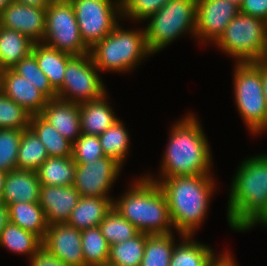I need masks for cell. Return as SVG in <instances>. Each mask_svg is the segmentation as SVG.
<instances>
[{"label": "cell", "mask_w": 267, "mask_h": 266, "mask_svg": "<svg viewBox=\"0 0 267 266\" xmlns=\"http://www.w3.org/2000/svg\"><path fill=\"white\" fill-rule=\"evenodd\" d=\"M9 222V209L8 206L1 200L0 201V233Z\"/></svg>", "instance_id": "43"}, {"label": "cell", "mask_w": 267, "mask_h": 266, "mask_svg": "<svg viewBox=\"0 0 267 266\" xmlns=\"http://www.w3.org/2000/svg\"><path fill=\"white\" fill-rule=\"evenodd\" d=\"M99 73L90 52L72 56L67 61L57 98L78 104L101 98L108 90Z\"/></svg>", "instance_id": "10"}, {"label": "cell", "mask_w": 267, "mask_h": 266, "mask_svg": "<svg viewBox=\"0 0 267 266\" xmlns=\"http://www.w3.org/2000/svg\"><path fill=\"white\" fill-rule=\"evenodd\" d=\"M239 12L240 7L229 0H197V42L214 44Z\"/></svg>", "instance_id": "13"}, {"label": "cell", "mask_w": 267, "mask_h": 266, "mask_svg": "<svg viewBox=\"0 0 267 266\" xmlns=\"http://www.w3.org/2000/svg\"><path fill=\"white\" fill-rule=\"evenodd\" d=\"M168 1L170 0H121L122 20L143 22L160 10Z\"/></svg>", "instance_id": "38"}, {"label": "cell", "mask_w": 267, "mask_h": 266, "mask_svg": "<svg viewBox=\"0 0 267 266\" xmlns=\"http://www.w3.org/2000/svg\"><path fill=\"white\" fill-rule=\"evenodd\" d=\"M104 266H117V265H113L111 263H106Z\"/></svg>", "instance_id": "51"}, {"label": "cell", "mask_w": 267, "mask_h": 266, "mask_svg": "<svg viewBox=\"0 0 267 266\" xmlns=\"http://www.w3.org/2000/svg\"><path fill=\"white\" fill-rule=\"evenodd\" d=\"M145 242L146 234L140 232L130 240L110 245L107 263L117 266H140Z\"/></svg>", "instance_id": "33"}, {"label": "cell", "mask_w": 267, "mask_h": 266, "mask_svg": "<svg viewBox=\"0 0 267 266\" xmlns=\"http://www.w3.org/2000/svg\"><path fill=\"white\" fill-rule=\"evenodd\" d=\"M85 266H104L108 262L110 245L99 226L81 231Z\"/></svg>", "instance_id": "32"}, {"label": "cell", "mask_w": 267, "mask_h": 266, "mask_svg": "<svg viewBox=\"0 0 267 266\" xmlns=\"http://www.w3.org/2000/svg\"><path fill=\"white\" fill-rule=\"evenodd\" d=\"M30 128L45 145L49 157H72L73 143L64 138L40 114L31 116Z\"/></svg>", "instance_id": "27"}, {"label": "cell", "mask_w": 267, "mask_h": 266, "mask_svg": "<svg viewBox=\"0 0 267 266\" xmlns=\"http://www.w3.org/2000/svg\"><path fill=\"white\" fill-rule=\"evenodd\" d=\"M31 116L0 91V129L25 130L30 127Z\"/></svg>", "instance_id": "36"}, {"label": "cell", "mask_w": 267, "mask_h": 266, "mask_svg": "<svg viewBox=\"0 0 267 266\" xmlns=\"http://www.w3.org/2000/svg\"><path fill=\"white\" fill-rule=\"evenodd\" d=\"M105 156L114 158L122 166L126 163L130 149V135L124 123L118 119L110 128L98 136Z\"/></svg>", "instance_id": "30"}, {"label": "cell", "mask_w": 267, "mask_h": 266, "mask_svg": "<svg viewBox=\"0 0 267 266\" xmlns=\"http://www.w3.org/2000/svg\"><path fill=\"white\" fill-rule=\"evenodd\" d=\"M31 53L35 56L39 68L48 77L51 86L57 91L63 84L67 61L72 55L60 52L43 42L34 43Z\"/></svg>", "instance_id": "23"}, {"label": "cell", "mask_w": 267, "mask_h": 266, "mask_svg": "<svg viewBox=\"0 0 267 266\" xmlns=\"http://www.w3.org/2000/svg\"><path fill=\"white\" fill-rule=\"evenodd\" d=\"M53 0H14L19 4L35 6L39 8H47Z\"/></svg>", "instance_id": "44"}, {"label": "cell", "mask_w": 267, "mask_h": 266, "mask_svg": "<svg viewBox=\"0 0 267 266\" xmlns=\"http://www.w3.org/2000/svg\"><path fill=\"white\" fill-rule=\"evenodd\" d=\"M80 197L73 185H41L38 203L44 211L48 226L66 223Z\"/></svg>", "instance_id": "16"}, {"label": "cell", "mask_w": 267, "mask_h": 266, "mask_svg": "<svg viewBox=\"0 0 267 266\" xmlns=\"http://www.w3.org/2000/svg\"><path fill=\"white\" fill-rule=\"evenodd\" d=\"M154 182L166 197L177 233L195 236L206 220L209 203L217 188L213 175L174 176Z\"/></svg>", "instance_id": "3"}, {"label": "cell", "mask_w": 267, "mask_h": 266, "mask_svg": "<svg viewBox=\"0 0 267 266\" xmlns=\"http://www.w3.org/2000/svg\"><path fill=\"white\" fill-rule=\"evenodd\" d=\"M229 1L236 4L239 7L242 5V2H243V0H229Z\"/></svg>", "instance_id": "49"}, {"label": "cell", "mask_w": 267, "mask_h": 266, "mask_svg": "<svg viewBox=\"0 0 267 266\" xmlns=\"http://www.w3.org/2000/svg\"><path fill=\"white\" fill-rule=\"evenodd\" d=\"M227 223L235 232L267 227V153L244 159L231 181Z\"/></svg>", "instance_id": "1"}, {"label": "cell", "mask_w": 267, "mask_h": 266, "mask_svg": "<svg viewBox=\"0 0 267 266\" xmlns=\"http://www.w3.org/2000/svg\"><path fill=\"white\" fill-rule=\"evenodd\" d=\"M46 8L11 2L0 12V26L16 30L34 43L44 39Z\"/></svg>", "instance_id": "15"}, {"label": "cell", "mask_w": 267, "mask_h": 266, "mask_svg": "<svg viewBox=\"0 0 267 266\" xmlns=\"http://www.w3.org/2000/svg\"><path fill=\"white\" fill-rule=\"evenodd\" d=\"M40 115L72 143L82 134L80 104L78 103L59 98L50 99Z\"/></svg>", "instance_id": "18"}, {"label": "cell", "mask_w": 267, "mask_h": 266, "mask_svg": "<svg viewBox=\"0 0 267 266\" xmlns=\"http://www.w3.org/2000/svg\"><path fill=\"white\" fill-rule=\"evenodd\" d=\"M177 235L180 236L179 243L173 249L169 266H209L217 255L212 246L198 242L194 236Z\"/></svg>", "instance_id": "22"}, {"label": "cell", "mask_w": 267, "mask_h": 266, "mask_svg": "<svg viewBox=\"0 0 267 266\" xmlns=\"http://www.w3.org/2000/svg\"><path fill=\"white\" fill-rule=\"evenodd\" d=\"M213 45L235 63L261 62L267 51V21L239 12Z\"/></svg>", "instance_id": "8"}, {"label": "cell", "mask_w": 267, "mask_h": 266, "mask_svg": "<svg viewBox=\"0 0 267 266\" xmlns=\"http://www.w3.org/2000/svg\"><path fill=\"white\" fill-rule=\"evenodd\" d=\"M11 2H14V0H0V12Z\"/></svg>", "instance_id": "47"}, {"label": "cell", "mask_w": 267, "mask_h": 266, "mask_svg": "<svg viewBox=\"0 0 267 266\" xmlns=\"http://www.w3.org/2000/svg\"><path fill=\"white\" fill-rule=\"evenodd\" d=\"M30 259L42 247V239L36 234L24 230L11 222L0 233V247Z\"/></svg>", "instance_id": "26"}, {"label": "cell", "mask_w": 267, "mask_h": 266, "mask_svg": "<svg viewBox=\"0 0 267 266\" xmlns=\"http://www.w3.org/2000/svg\"><path fill=\"white\" fill-rule=\"evenodd\" d=\"M12 69L34 85L49 100L57 98V91L51 86L48 77L39 68L32 53L21 59Z\"/></svg>", "instance_id": "35"}, {"label": "cell", "mask_w": 267, "mask_h": 266, "mask_svg": "<svg viewBox=\"0 0 267 266\" xmlns=\"http://www.w3.org/2000/svg\"><path fill=\"white\" fill-rule=\"evenodd\" d=\"M7 172L0 170V201L3 195L4 182Z\"/></svg>", "instance_id": "46"}, {"label": "cell", "mask_w": 267, "mask_h": 266, "mask_svg": "<svg viewBox=\"0 0 267 266\" xmlns=\"http://www.w3.org/2000/svg\"><path fill=\"white\" fill-rule=\"evenodd\" d=\"M33 45L34 42L25 35L0 26V58L6 69L27 57L32 52Z\"/></svg>", "instance_id": "28"}, {"label": "cell", "mask_w": 267, "mask_h": 266, "mask_svg": "<svg viewBox=\"0 0 267 266\" xmlns=\"http://www.w3.org/2000/svg\"><path fill=\"white\" fill-rule=\"evenodd\" d=\"M122 168L120 163L108 156L76 164L73 186L81 197H111L110 190L120 176Z\"/></svg>", "instance_id": "12"}, {"label": "cell", "mask_w": 267, "mask_h": 266, "mask_svg": "<svg viewBox=\"0 0 267 266\" xmlns=\"http://www.w3.org/2000/svg\"><path fill=\"white\" fill-rule=\"evenodd\" d=\"M45 145L29 127L23 130L17 155L18 170L37 171L48 158Z\"/></svg>", "instance_id": "29"}, {"label": "cell", "mask_w": 267, "mask_h": 266, "mask_svg": "<svg viewBox=\"0 0 267 266\" xmlns=\"http://www.w3.org/2000/svg\"><path fill=\"white\" fill-rule=\"evenodd\" d=\"M233 94L236 108L251 135L267 131V105L262 86V61L235 63Z\"/></svg>", "instance_id": "6"}, {"label": "cell", "mask_w": 267, "mask_h": 266, "mask_svg": "<svg viewBox=\"0 0 267 266\" xmlns=\"http://www.w3.org/2000/svg\"><path fill=\"white\" fill-rule=\"evenodd\" d=\"M175 239V232L165 235L146 234L144 255L140 266H169L177 242Z\"/></svg>", "instance_id": "31"}, {"label": "cell", "mask_w": 267, "mask_h": 266, "mask_svg": "<svg viewBox=\"0 0 267 266\" xmlns=\"http://www.w3.org/2000/svg\"><path fill=\"white\" fill-rule=\"evenodd\" d=\"M69 1L75 11L81 38L89 49L122 21L121 0Z\"/></svg>", "instance_id": "11"}, {"label": "cell", "mask_w": 267, "mask_h": 266, "mask_svg": "<svg viewBox=\"0 0 267 266\" xmlns=\"http://www.w3.org/2000/svg\"><path fill=\"white\" fill-rule=\"evenodd\" d=\"M42 42L72 56L90 52L81 38L75 11L69 0H53L46 8Z\"/></svg>", "instance_id": "9"}, {"label": "cell", "mask_w": 267, "mask_h": 266, "mask_svg": "<svg viewBox=\"0 0 267 266\" xmlns=\"http://www.w3.org/2000/svg\"><path fill=\"white\" fill-rule=\"evenodd\" d=\"M41 183L37 171L11 170L7 172L1 200L9 206L18 202H39Z\"/></svg>", "instance_id": "19"}, {"label": "cell", "mask_w": 267, "mask_h": 266, "mask_svg": "<svg viewBox=\"0 0 267 266\" xmlns=\"http://www.w3.org/2000/svg\"><path fill=\"white\" fill-rule=\"evenodd\" d=\"M23 130L0 129V170L17 169V155Z\"/></svg>", "instance_id": "37"}, {"label": "cell", "mask_w": 267, "mask_h": 266, "mask_svg": "<svg viewBox=\"0 0 267 266\" xmlns=\"http://www.w3.org/2000/svg\"><path fill=\"white\" fill-rule=\"evenodd\" d=\"M42 247L68 266H85L81 231L68 223L48 226Z\"/></svg>", "instance_id": "14"}, {"label": "cell", "mask_w": 267, "mask_h": 266, "mask_svg": "<svg viewBox=\"0 0 267 266\" xmlns=\"http://www.w3.org/2000/svg\"><path fill=\"white\" fill-rule=\"evenodd\" d=\"M240 12L267 21V0H243Z\"/></svg>", "instance_id": "40"}, {"label": "cell", "mask_w": 267, "mask_h": 266, "mask_svg": "<svg viewBox=\"0 0 267 266\" xmlns=\"http://www.w3.org/2000/svg\"><path fill=\"white\" fill-rule=\"evenodd\" d=\"M0 91L22 106L29 114L39 115L48 98L12 68L6 69L0 80Z\"/></svg>", "instance_id": "17"}, {"label": "cell", "mask_w": 267, "mask_h": 266, "mask_svg": "<svg viewBox=\"0 0 267 266\" xmlns=\"http://www.w3.org/2000/svg\"><path fill=\"white\" fill-rule=\"evenodd\" d=\"M29 266H68L41 247L29 260Z\"/></svg>", "instance_id": "41"}, {"label": "cell", "mask_w": 267, "mask_h": 266, "mask_svg": "<svg viewBox=\"0 0 267 266\" xmlns=\"http://www.w3.org/2000/svg\"><path fill=\"white\" fill-rule=\"evenodd\" d=\"M90 54L100 73L119 74L131 72L145 57L153 56L146 43L144 28L124 29L120 23L90 49Z\"/></svg>", "instance_id": "5"}, {"label": "cell", "mask_w": 267, "mask_h": 266, "mask_svg": "<svg viewBox=\"0 0 267 266\" xmlns=\"http://www.w3.org/2000/svg\"><path fill=\"white\" fill-rule=\"evenodd\" d=\"M197 118L189 112L171 125L167 147L160 161V175L157 174L156 178L150 173L144 174L147 178L161 181L174 176L213 175L212 151Z\"/></svg>", "instance_id": "2"}, {"label": "cell", "mask_w": 267, "mask_h": 266, "mask_svg": "<svg viewBox=\"0 0 267 266\" xmlns=\"http://www.w3.org/2000/svg\"><path fill=\"white\" fill-rule=\"evenodd\" d=\"M129 186L123 195L113 199V208L141 233H174L166 197L158 184L141 175Z\"/></svg>", "instance_id": "4"}, {"label": "cell", "mask_w": 267, "mask_h": 266, "mask_svg": "<svg viewBox=\"0 0 267 266\" xmlns=\"http://www.w3.org/2000/svg\"><path fill=\"white\" fill-rule=\"evenodd\" d=\"M262 86L267 105V66L262 62Z\"/></svg>", "instance_id": "45"}, {"label": "cell", "mask_w": 267, "mask_h": 266, "mask_svg": "<svg viewBox=\"0 0 267 266\" xmlns=\"http://www.w3.org/2000/svg\"><path fill=\"white\" fill-rule=\"evenodd\" d=\"M108 97L110 96L106 92L99 99L80 103L82 134L99 136L120 119L109 105Z\"/></svg>", "instance_id": "20"}, {"label": "cell", "mask_w": 267, "mask_h": 266, "mask_svg": "<svg viewBox=\"0 0 267 266\" xmlns=\"http://www.w3.org/2000/svg\"><path fill=\"white\" fill-rule=\"evenodd\" d=\"M8 209L9 222L44 239L48 224L38 202L13 203L8 206Z\"/></svg>", "instance_id": "24"}, {"label": "cell", "mask_w": 267, "mask_h": 266, "mask_svg": "<svg viewBox=\"0 0 267 266\" xmlns=\"http://www.w3.org/2000/svg\"><path fill=\"white\" fill-rule=\"evenodd\" d=\"M76 163L72 157H48L37 170L41 185L69 186L75 181Z\"/></svg>", "instance_id": "25"}, {"label": "cell", "mask_w": 267, "mask_h": 266, "mask_svg": "<svg viewBox=\"0 0 267 266\" xmlns=\"http://www.w3.org/2000/svg\"><path fill=\"white\" fill-rule=\"evenodd\" d=\"M99 227L109 245L130 240L140 233L133 224L114 208L108 212Z\"/></svg>", "instance_id": "34"}, {"label": "cell", "mask_w": 267, "mask_h": 266, "mask_svg": "<svg viewBox=\"0 0 267 266\" xmlns=\"http://www.w3.org/2000/svg\"><path fill=\"white\" fill-rule=\"evenodd\" d=\"M262 62L267 66V51H266L265 57H264Z\"/></svg>", "instance_id": "50"}, {"label": "cell", "mask_w": 267, "mask_h": 266, "mask_svg": "<svg viewBox=\"0 0 267 266\" xmlns=\"http://www.w3.org/2000/svg\"><path fill=\"white\" fill-rule=\"evenodd\" d=\"M196 13L197 0H170L147 18L144 31L150 52H161L179 37L189 33L195 39Z\"/></svg>", "instance_id": "7"}, {"label": "cell", "mask_w": 267, "mask_h": 266, "mask_svg": "<svg viewBox=\"0 0 267 266\" xmlns=\"http://www.w3.org/2000/svg\"><path fill=\"white\" fill-rule=\"evenodd\" d=\"M209 266H238L235 262V257H233L232 253H229L228 251L221 252L219 255H216L211 262L209 263Z\"/></svg>", "instance_id": "42"}, {"label": "cell", "mask_w": 267, "mask_h": 266, "mask_svg": "<svg viewBox=\"0 0 267 266\" xmlns=\"http://www.w3.org/2000/svg\"><path fill=\"white\" fill-rule=\"evenodd\" d=\"M113 197H80L66 223L77 230L99 226L113 208Z\"/></svg>", "instance_id": "21"}, {"label": "cell", "mask_w": 267, "mask_h": 266, "mask_svg": "<svg viewBox=\"0 0 267 266\" xmlns=\"http://www.w3.org/2000/svg\"><path fill=\"white\" fill-rule=\"evenodd\" d=\"M6 72V67L2 64L1 58H0V80L3 77V75Z\"/></svg>", "instance_id": "48"}, {"label": "cell", "mask_w": 267, "mask_h": 266, "mask_svg": "<svg viewBox=\"0 0 267 266\" xmlns=\"http://www.w3.org/2000/svg\"><path fill=\"white\" fill-rule=\"evenodd\" d=\"M104 151L98 136L81 134L73 143L72 158L76 164L96 161L104 157Z\"/></svg>", "instance_id": "39"}]
</instances>
